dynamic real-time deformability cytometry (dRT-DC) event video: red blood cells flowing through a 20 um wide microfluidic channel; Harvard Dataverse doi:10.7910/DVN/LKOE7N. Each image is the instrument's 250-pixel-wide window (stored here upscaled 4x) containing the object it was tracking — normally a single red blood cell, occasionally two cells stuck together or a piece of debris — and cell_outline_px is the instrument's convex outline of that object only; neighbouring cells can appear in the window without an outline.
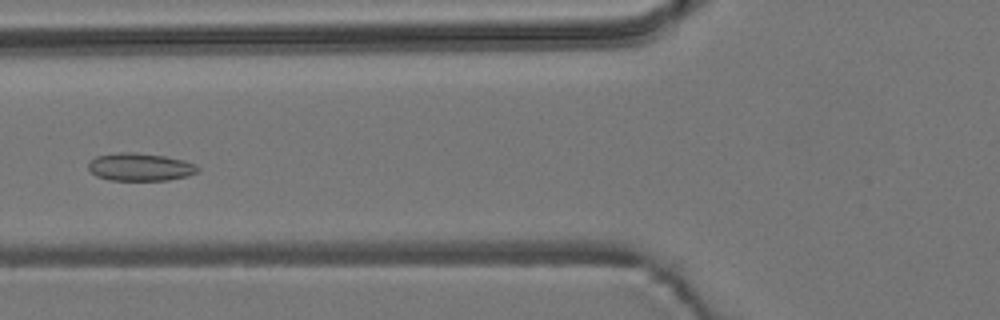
{"species": "common noctule bat (a hibernating species)", "species_latin": "Nyctalus noctula", "temperature_condition": "room temperature", "stored_images_in_passage": 6, "camera_frame_rate_fps": 3000, "um_per_image_px": 0.085, "animal": {"sex": "male", "body_mass_g": 19.2, "forearm_length_mm": 51.8}, "frame": {"image": 1, "passage_image": 6, "time_ms": 1.667, "image_size_px": [1000, 320], "cell_outline_px": [[200, 168], [196, 172], [188, 176], [168, 180], [108, 180], [96, 176], [88, 168], [88, 164], [96, 156], [120, 152], [136, 152], [164, 156], [184, 160], [196, 164]], "centroid_in_image_um": [11.92, 14.19], "position_along_channel_um": 113.9, "area_um2": 17.74}}